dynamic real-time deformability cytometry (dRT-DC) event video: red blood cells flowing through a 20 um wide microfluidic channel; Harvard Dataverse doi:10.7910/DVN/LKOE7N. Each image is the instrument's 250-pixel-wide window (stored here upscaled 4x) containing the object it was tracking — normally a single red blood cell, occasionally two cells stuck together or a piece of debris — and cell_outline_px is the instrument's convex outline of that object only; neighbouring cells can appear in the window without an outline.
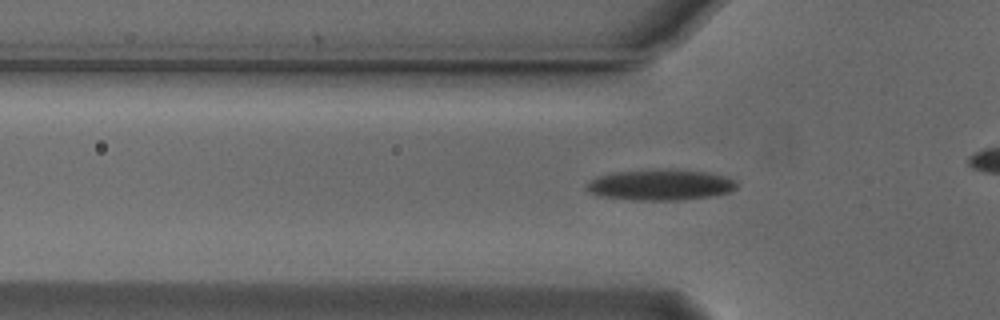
{"species": "Egyptian fruit bat (a non-hibernating species)", "species_latin": "Rousettus aegyptiacus", "temperature_condition": "cold", "stored_images_in_passage": 29, "camera_frame_rate_fps": 3000, "um_per_image_px": 0.085, "animal": {"sex": "male"}, "frame": {"image": 1, "passage_image": 3, "time_ms": 0.667, "image_size_px": [1000, 320], "cell_outline_px": [[736, 188], [728, 192], [712, 196], [680, 200], [632, 200], [596, 196], [588, 192], [584, 188], [596, 176], [616, 172], [672, 168], [704, 172], [728, 176], [736, 180]], "centroid_in_image_um": [56.12, 15.71], "position_along_channel_um": 69.7, "area_um2": 27.28}}
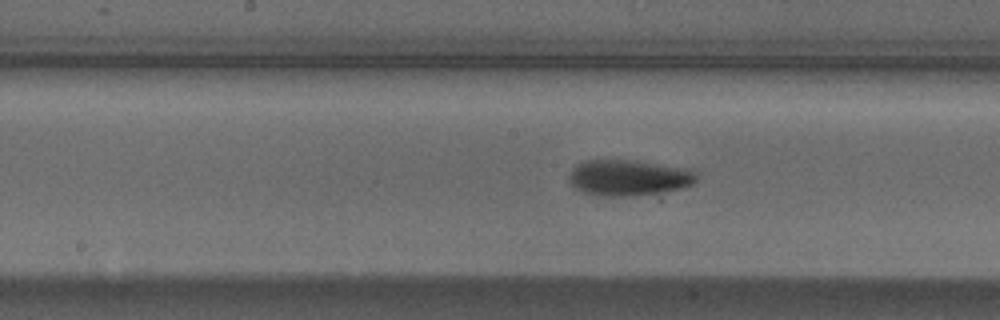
{"frame": {"image": 2, "passage_image": 13, "time_ms": 4.0, "image_size_px": [1000, 320], "cell_outline_px": [[700, 176], [692, 184], [680, 188], [636, 196], [600, 196], [584, 192], [576, 188], [568, 180], [568, 176], [572, 168], [584, 160], [628, 160], [692, 168]], "centroid_in_image_um": [53.45, 15.09], "position_along_channel_um": 194.8, "area_um2": 26.76}}
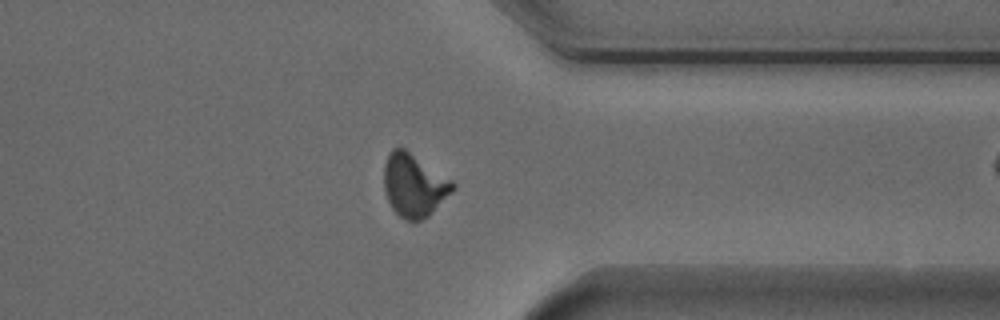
{"frame": {"image": 3, "passage_image": 28, "time_ms": 9.0, "image_size_px": [1000, 320], "cell_outline_px": [[456, 188], [428, 216], [420, 220], [404, 220], [392, 208], [388, 200], [384, 188], [384, 164], [388, 152], [392, 148], [404, 148], [452, 180], [456, 184]], "centroid_in_image_um": [35.18, 15.73], "position_along_channel_um": 376.2, "area_um2": 25.09}}